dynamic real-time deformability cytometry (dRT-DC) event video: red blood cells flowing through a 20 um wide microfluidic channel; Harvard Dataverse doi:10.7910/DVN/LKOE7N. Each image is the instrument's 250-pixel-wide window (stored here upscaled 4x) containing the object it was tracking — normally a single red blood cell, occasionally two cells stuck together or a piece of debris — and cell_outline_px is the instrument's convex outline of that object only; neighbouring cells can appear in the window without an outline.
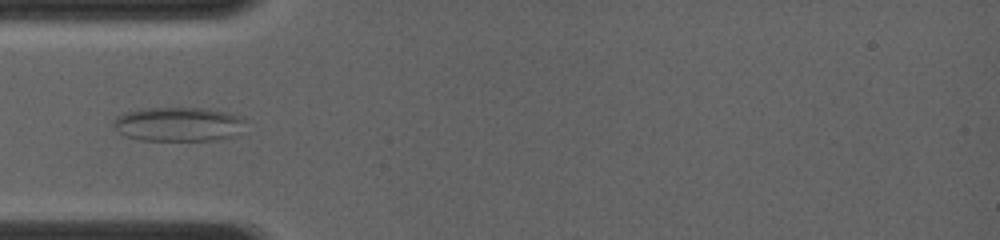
{"species": "common noctule bat (a hibernating species)", "species_latin": "Nyctalus noctula", "temperature_condition": "room temperature", "stored_images_in_passage": 9, "camera_frame_rate_fps": 4000, "um_per_image_px": 0.085, "animal": {"sex": "female", "body_mass_g": 19.0, "forearm_length_mm": 56.7}, "frame": {"image": 1, "passage_image": 6, "time_ms": 4.25, "image_size_px": [1000, 240], "cell_outline_px": [[244, 120], [228, 136], [212, 140], [140, 140], [124, 136], [112, 124], [112, 120], [124, 112], [140, 108], [200, 108], [228, 112], [240, 116]], "centroid_in_image_um": [15.0, 10.54], "position_along_channel_um": 70.0, "area_um2": 25.66}}
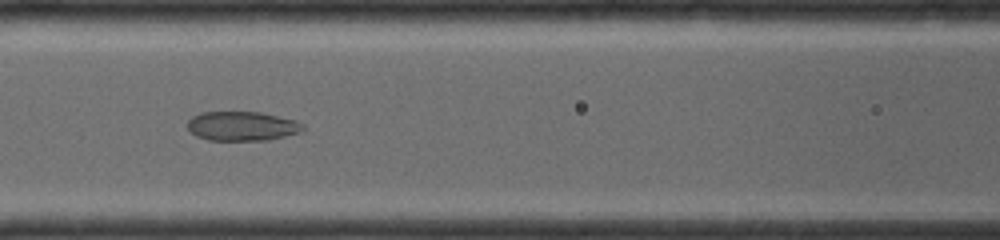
{"frame": {"image": 2, "passage_image": 8, "time_ms": 6.0, "image_size_px": [1000, 240], "cell_outline_px": [[304, 128], [300, 132], [268, 140], [208, 140], [196, 136], [188, 132], [188, 120], [192, 116], [200, 112], [260, 112], [296, 120], [304, 124]], "centroid_in_image_um": [20.55, 10.72], "position_along_channel_um": 146.1, "area_um2": 19.83}}
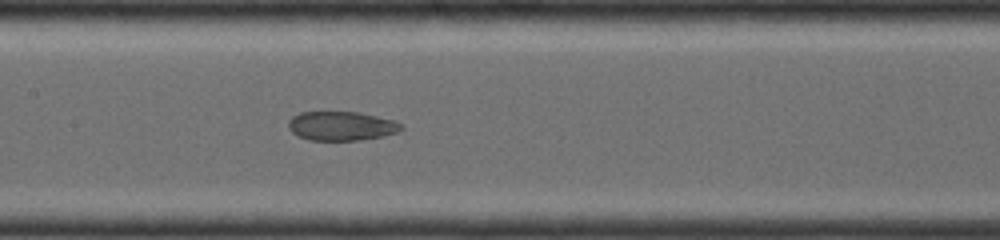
{"frame": {"image": 3, "passage_image": 9, "time_ms": 6.75, "image_size_px": [1000, 240], "cell_outline_px": [[404, 128], [400, 132], [384, 136], [360, 140], [308, 140], [296, 136], [288, 128], [288, 120], [292, 116], [300, 112], [360, 112], [392, 120], [404, 124]], "centroid_in_image_um": [29.02, 10.71], "position_along_channel_um": 178.4, "area_um2": 19.42}}